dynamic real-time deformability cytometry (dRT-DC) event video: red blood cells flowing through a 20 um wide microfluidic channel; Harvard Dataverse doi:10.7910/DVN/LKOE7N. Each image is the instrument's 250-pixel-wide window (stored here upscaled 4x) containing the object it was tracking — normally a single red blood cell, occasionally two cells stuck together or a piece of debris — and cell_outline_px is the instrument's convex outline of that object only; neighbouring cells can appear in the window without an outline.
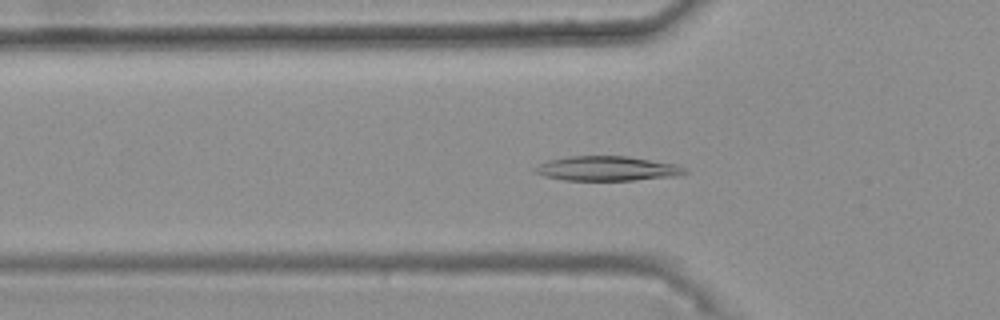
{"species": "common noctule bat (a hibernating species)", "species_latin": "Nyctalus noctula", "temperature_condition": "warm", "stored_images_in_passage": 35, "camera_frame_rate_fps": 3000, "um_per_image_px": 0.085, "animal": {"sex": "female", "body_mass_g": 25.1}, "frame": {"image": 1, "passage_image": 7, "time_ms": 2.0, "image_size_px": [1000, 320], "cell_outline_px": [[688, 172], [676, 176], [632, 180], [564, 180], [544, 176], [536, 172], [532, 168], [548, 160], [568, 156], [628, 156], [676, 164], [688, 168]], "centroid_in_image_um": [51.62, 14.32], "position_along_channel_um": 74.2, "area_um2": 21.5}}
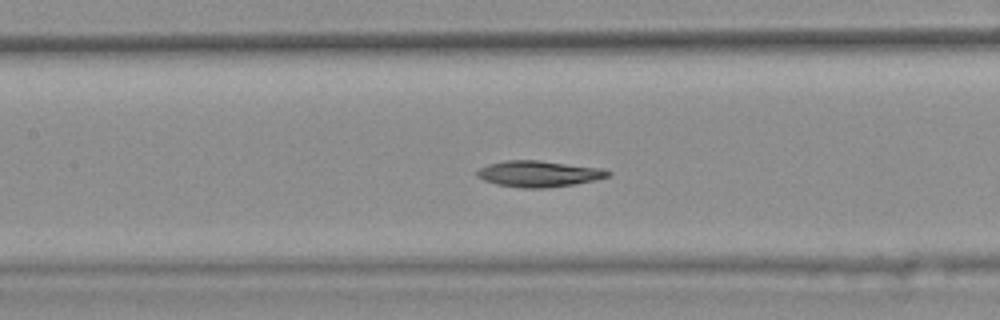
{"frame": {"image": 2, "passage_image": 14, "time_ms": 4.333, "image_size_px": [1000, 320], "cell_outline_px": [[612, 172], [608, 176], [596, 180], [576, 184], [548, 188], [524, 188], [496, 184], [484, 180], [476, 176], [476, 172], [480, 168], [488, 164], [504, 160], [536, 160], [604, 168]], "centroid_in_image_um": [45.81, 14.77], "position_along_channel_um": 161.6, "area_um2": 20.06}}
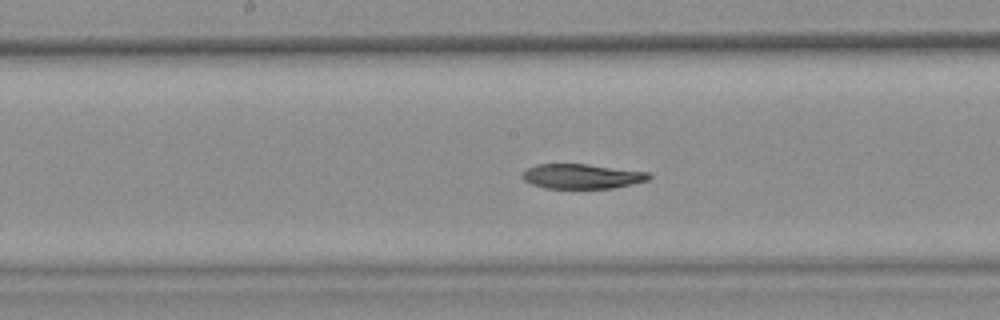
{"frame": {"image": 3, "passage_image": 17, "time_ms": 5.333, "image_size_px": [1000, 320], "cell_outline_px": [[652, 176], [648, 180], [632, 184], [612, 188], [544, 188], [532, 184], [524, 180], [520, 176], [528, 168], [536, 164], [588, 164], [648, 172]], "centroid_in_image_um": [49.45, 14.98], "position_along_channel_um": 198.7, "area_um2": 18.21}}